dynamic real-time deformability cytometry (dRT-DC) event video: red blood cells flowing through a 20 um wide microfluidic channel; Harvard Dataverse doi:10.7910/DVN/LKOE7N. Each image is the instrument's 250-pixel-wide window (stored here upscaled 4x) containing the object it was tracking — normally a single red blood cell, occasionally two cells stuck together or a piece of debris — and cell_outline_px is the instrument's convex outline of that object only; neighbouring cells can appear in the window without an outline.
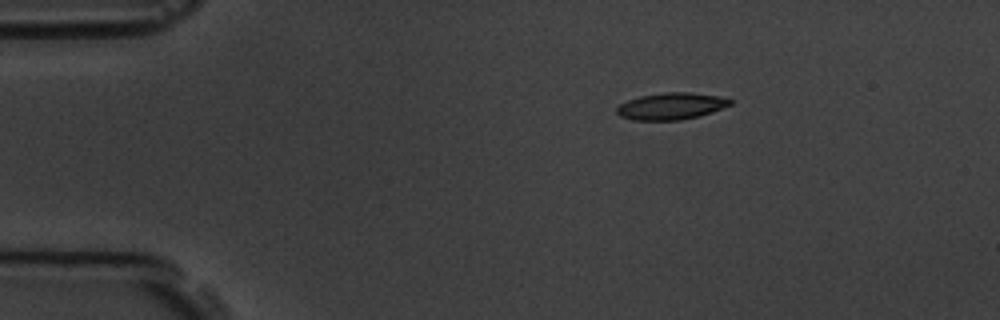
{"species": "common noctule bat (a hibernating species)", "species_latin": "Nyctalus noctula", "temperature_condition": "room temperature", "stored_images_in_passage": 3, "camera_frame_rate_fps": 3000, "um_per_image_px": 0.085, "animal": {"sex": "male", "body_mass_g": 19.5, "forearm_length_mm": 54.6}, "frame": {"image": 1, "passage_image": 1, "time_ms": 0.0, "image_size_px": [1000, 320], "cell_outline_px": [[732, 104], [712, 112], [700, 116], [680, 120], [632, 120], [620, 116], [616, 112], [616, 108], [620, 104], [628, 100], [640, 96], [664, 92], [692, 92], [728, 96], [732, 100]], "centroid_in_image_um": [57.11, 9.01], "position_along_channel_um": 27.9, "area_um2": 18.03}}